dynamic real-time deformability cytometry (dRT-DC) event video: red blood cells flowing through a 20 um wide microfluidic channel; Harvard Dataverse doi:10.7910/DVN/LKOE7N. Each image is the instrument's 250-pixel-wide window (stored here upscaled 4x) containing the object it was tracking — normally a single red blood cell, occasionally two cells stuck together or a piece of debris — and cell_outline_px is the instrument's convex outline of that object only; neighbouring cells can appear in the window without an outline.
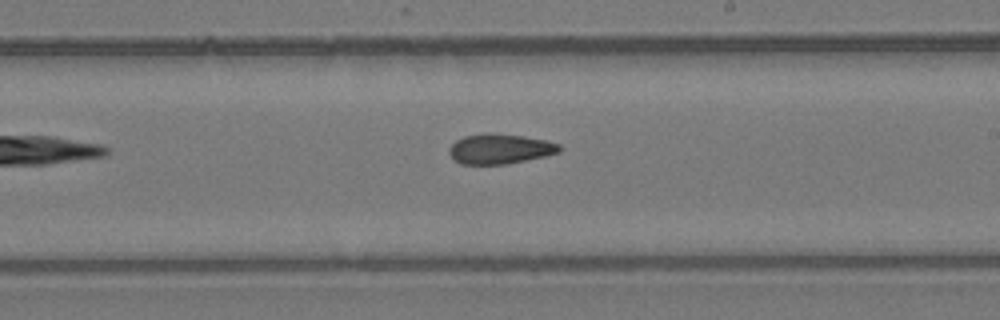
{"species": "common noctule bat (a hibernating species)", "species_latin": "Nyctalus noctula", "temperature_condition": "room temperature", "stored_images_in_passage": 9, "segment_of_instrument_passage": [1, 2], "camera_frame_rate_fps": 3000, "um_per_image_px": 0.085, "animal": {"sex": "female", "body_mass_g": 24.6, "forearm_length_mm": 56.2}, "frame": {"image": 1, "passage_image": 8, "time_ms": 9.0, "image_size_px": [1000, 320], "cell_outline_px": [[560, 152], [544, 156], [504, 164], [460, 164], [448, 152], [448, 148], [456, 140], [464, 136], [484, 132], [488, 132], [524, 136], [544, 140], [560, 144]], "centroid_in_image_um": [42.46, 12.64], "position_along_channel_um": 246.5, "area_um2": 19.19}}